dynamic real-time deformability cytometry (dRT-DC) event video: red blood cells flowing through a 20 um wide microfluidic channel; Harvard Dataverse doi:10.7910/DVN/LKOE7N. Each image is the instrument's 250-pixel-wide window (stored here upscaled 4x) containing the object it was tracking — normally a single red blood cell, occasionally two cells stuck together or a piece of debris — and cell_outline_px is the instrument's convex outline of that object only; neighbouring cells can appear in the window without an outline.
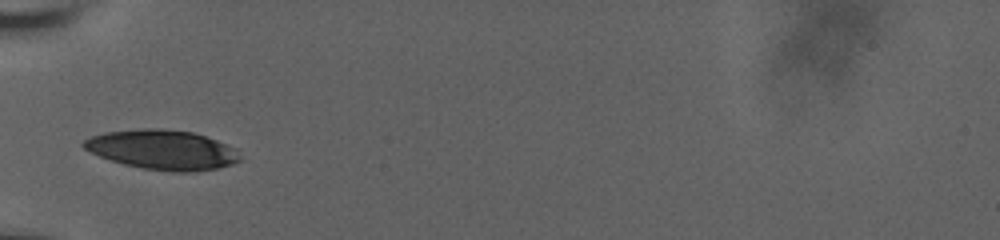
{"species": "human", "species_latin": "Homo sapiens", "temperature_condition": "room temperature", "stored_images_in_passage": 38, "camera_frame_rate_fps": 3000, "um_per_image_px": 0.085, "donor": {"sex": "male"}, "frame": {"image": 1, "passage_image": 1, "time_ms": 0.0, "image_size_px": [1000, 240], "cell_outline_px": [[240, 160], [232, 164], [216, 168], [196, 172], [172, 172], [144, 168], [124, 164], [100, 156], [84, 148], [80, 144], [84, 140], [92, 136], [104, 132], [140, 128], [160, 128], [192, 132], [216, 140], [236, 148]], "centroid_in_image_um": [13.8, 12.72], "position_along_channel_um": 71.2, "area_um2": 35.95}}
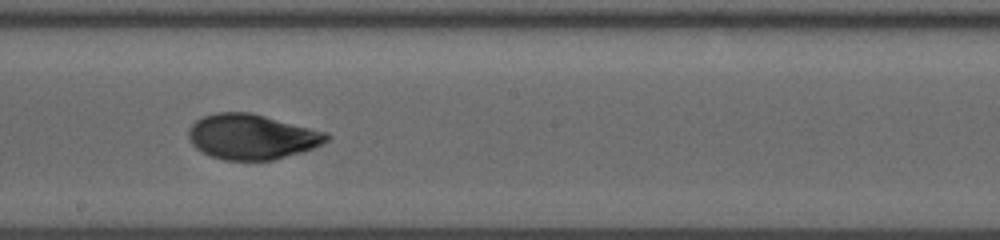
{"frame": {"image": 2, "passage_image": 14, "time_ms": 4.333, "image_size_px": [1000, 240], "cell_outline_px": [[332, 136], [328, 140], [312, 148], [300, 152], [272, 160], [224, 160], [212, 156], [196, 148], [192, 144], [188, 136], [188, 128], [196, 120], [204, 116], [216, 112], [252, 112], [328, 132]], "centroid_in_image_um": [21.41, 11.6], "position_along_channel_um": 226.8, "area_um2": 36.36}}
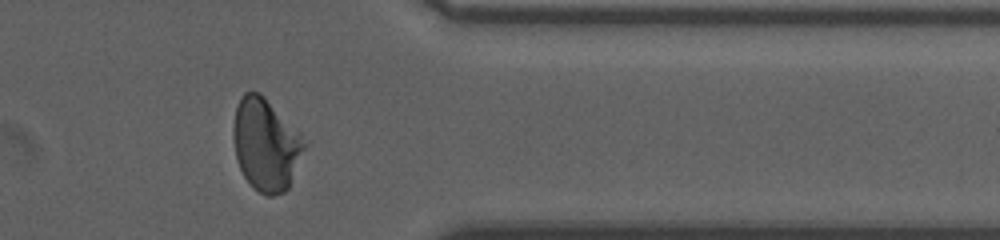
{"frame": {"image": 3, "passage_image": 28, "time_ms": 9.0, "image_size_px": [1000, 240], "cell_outline_px": [[308, 144], [288, 188], [284, 192], [272, 196], [268, 196], [252, 188], [244, 176], [240, 168], [236, 156], [232, 136], [232, 128], [236, 108], [244, 92], [260, 92], [264, 96]], "centroid_in_image_um": [22.58, 12.32], "position_along_channel_um": 388.8, "area_um2": 37.86}, "authors_computed_cell_mechanics": {"area_um2": 35.9805, "velocity_mm_per_s": 3.6436, "shape_relaxation_time_tau1_ms": 10.0448, "shape_relaxation_time_tau2_ms": 1.3238, "deformation_change_tau1": 0.2514, "deformation_change_tau2": 0.054}}